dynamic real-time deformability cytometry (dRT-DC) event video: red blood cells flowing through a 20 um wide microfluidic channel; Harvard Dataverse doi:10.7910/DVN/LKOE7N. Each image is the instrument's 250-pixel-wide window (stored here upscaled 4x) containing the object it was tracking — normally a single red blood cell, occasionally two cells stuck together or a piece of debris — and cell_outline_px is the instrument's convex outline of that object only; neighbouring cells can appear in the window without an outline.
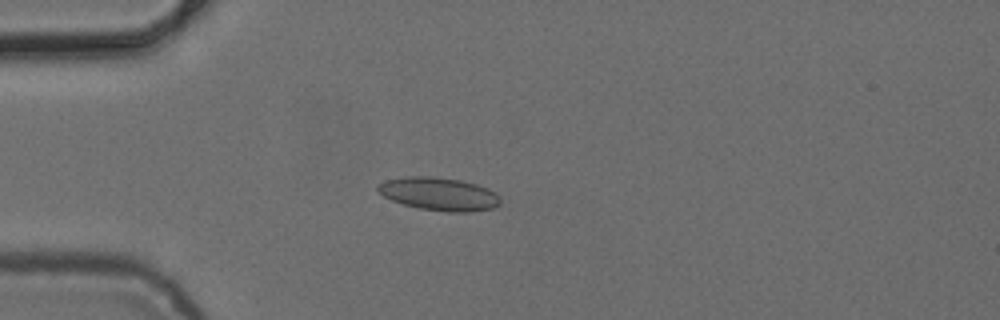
{"species": "common noctule bat (a hibernating species)", "species_latin": "Nyctalus noctula", "temperature_condition": "cold", "stored_images_in_passage": 5, "camera_frame_rate_fps": 3000, "um_per_image_px": 0.085, "animal": {"sex": "female", "body_mass_g": 24.6, "forearm_length_mm": 56.2}, "frame": {"image": 1, "passage_image": 5, "time_ms": 4.667, "image_size_px": [1000, 320], "cell_outline_px": [[500, 204], [492, 208], [472, 212], [448, 212], [420, 208], [404, 204], [392, 200], [384, 196], [376, 188], [376, 184], [384, 180], [404, 176], [432, 176], [460, 180], [476, 184], [488, 188], [500, 200]], "centroid_in_image_um": [37.27, 16.47], "position_along_channel_um": 47.7, "area_um2": 23.52}}